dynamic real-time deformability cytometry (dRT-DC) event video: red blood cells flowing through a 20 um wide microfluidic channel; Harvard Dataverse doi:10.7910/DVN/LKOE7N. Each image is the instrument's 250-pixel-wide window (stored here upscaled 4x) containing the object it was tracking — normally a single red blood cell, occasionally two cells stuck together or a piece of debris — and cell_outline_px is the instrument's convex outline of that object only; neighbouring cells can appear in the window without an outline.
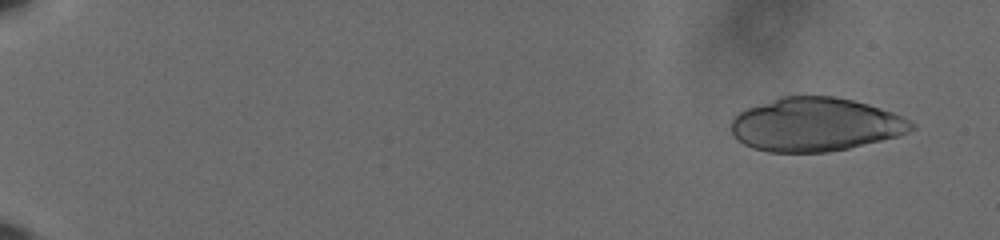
{"species": "human", "species_latin": "Homo sapiens", "temperature_condition": "cold", "stored_images_in_passage": 43, "camera_frame_rate_fps": 3000, "um_per_image_px": 0.085, "donor": {"sex": "male"}, "frame": {"image": 1, "passage_image": 1, "time_ms": 0.0, "image_size_px": [1000, 240], "cell_outline_px": [[916, 128], [908, 132], [896, 136], [848, 148], [828, 152], [768, 152], [752, 148], [736, 140], [732, 132], [732, 120], [740, 112], [748, 108], [780, 96], [836, 96], [868, 104], [892, 112], [916, 124]], "centroid_in_image_um": [69.29, 10.58], "position_along_channel_um": 15.7, "area_um2": 56.07}}
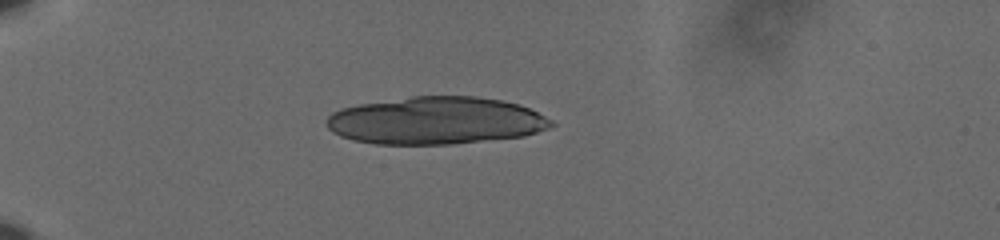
{"frame": {"image": 2, "passage_image": 15, "time_ms": 4.667, "image_size_px": [1000, 240], "cell_outline_px": [[556, 124], [548, 128], [524, 136], [448, 144], [376, 144], [352, 140], [340, 136], [332, 132], [324, 124], [328, 116], [332, 112], [340, 108], [360, 104], [412, 96], [476, 96], [500, 100], [520, 104], [552, 120]], "centroid_in_image_um": [37.0, 10.25], "position_along_channel_um": 48.0, "area_um2": 62.14}}